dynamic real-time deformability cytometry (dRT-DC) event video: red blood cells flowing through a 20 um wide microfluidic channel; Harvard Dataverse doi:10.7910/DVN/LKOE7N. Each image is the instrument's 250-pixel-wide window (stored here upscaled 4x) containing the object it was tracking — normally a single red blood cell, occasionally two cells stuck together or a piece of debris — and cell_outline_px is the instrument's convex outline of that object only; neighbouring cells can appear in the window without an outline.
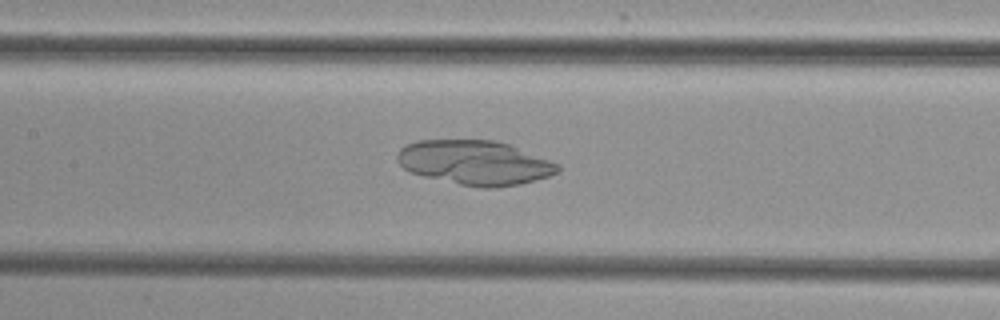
{"species": "common noctule bat (a hibernating species)", "species_latin": "Nyctalus noctula", "temperature_condition": "cold", "stored_images_in_passage": 40, "camera_frame_rate_fps": 3000, "um_per_image_px": 0.085, "animal": {"sex": "female", "body_mass_g": 29.2, "forearm_length_mm": 56.3}, "frame": {"image": 1, "passage_image": 13, "time_ms": 4.0, "image_size_px": [1000, 320], "cell_outline_px": [[560, 172], [536, 180], [520, 184], [492, 188], [480, 188], [460, 184], [424, 176], [408, 172], [396, 160], [396, 156], [400, 148], [416, 140], [496, 140], [508, 144], [560, 164]], "centroid_in_image_um": [40.35, 13.82], "position_along_channel_um": 167.0, "area_um2": 41.56}}
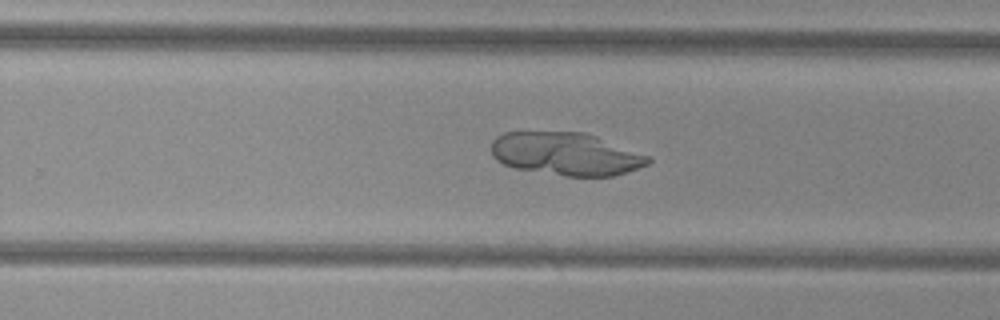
{"frame": {"image": 2, "passage_image": 22, "time_ms": 7.0, "image_size_px": [1000, 320], "cell_outline_px": [[652, 160], [648, 164], [628, 172], [616, 176], [564, 176], [512, 168], [496, 160], [492, 156], [492, 140], [496, 136], [504, 132], [584, 132], [596, 136], [648, 156]], "centroid_in_image_um": [48.07, 13.09], "position_along_channel_um": 281.7, "area_um2": 39.25}}
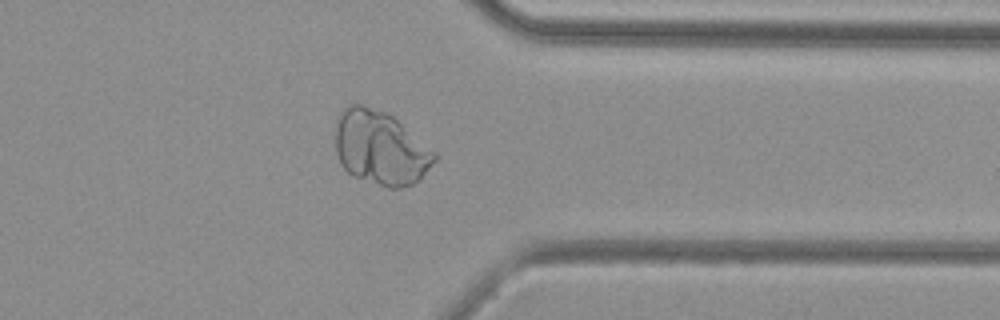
{"frame": {"image": 3, "passage_image": 30, "time_ms": 9.667, "image_size_px": [1000, 320], "cell_outline_px": [[436, 160], [412, 184], [400, 188], [388, 188], [352, 176], [340, 164], [336, 152], [336, 120], [340, 112], [348, 104], [360, 104], [384, 112], [392, 116], [436, 152]], "centroid_in_image_um": [32.3, 12.57], "position_along_channel_um": 379.1, "area_um2": 42.37}}